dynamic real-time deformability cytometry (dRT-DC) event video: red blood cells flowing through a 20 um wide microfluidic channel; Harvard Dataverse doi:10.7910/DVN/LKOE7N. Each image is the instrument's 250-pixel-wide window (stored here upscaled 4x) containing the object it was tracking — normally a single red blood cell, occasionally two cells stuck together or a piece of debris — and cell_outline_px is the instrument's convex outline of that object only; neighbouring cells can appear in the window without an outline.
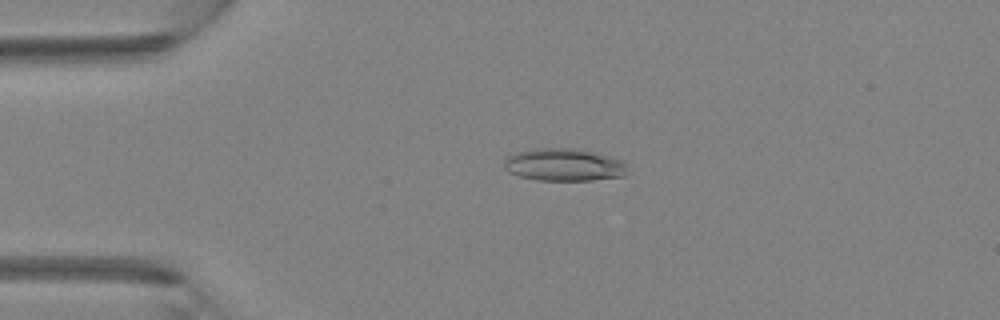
{"species": "Egyptian fruit bat (a non-hibernating species)", "species_latin": "Rousettus aegyptiacus", "temperature_condition": "room temperature", "stored_images_in_passage": 5, "camera_frame_rate_fps": 3000, "um_per_image_px": 0.085, "animal": {"sex": "female"}, "frame": {"image": 1, "passage_image": 3, "time_ms": 0.667, "image_size_px": [1000, 320], "cell_outline_px": [[628, 172], [624, 176], [592, 180], [536, 180], [520, 176], [508, 172], [504, 168], [504, 160], [508, 156], [516, 152], [532, 148], [576, 148], [624, 160], [628, 164]], "centroid_in_image_um": [47.95, 14.0], "position_along_channel_um": 37.0, "area_um2": 23.64}}
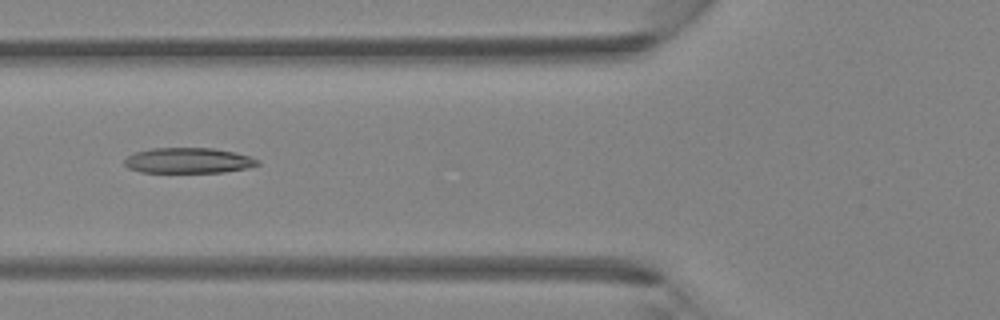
{"frame": {"image": 2, "passage_image": 5, "time_ms": 1.333, "image_size_px": [1000, 320], "cell_outline_px": [[260, 164], [244, 168], [224, 172], [140, 172], [128, 168], [124, 164], [124, 160], [128, 156], [136, 152], [152, 148], [212, 148], [236, 152], [260, 160]], "centroid_in_image_um": [16.0, 13.64], "position_along_channel_um": 109.8, "area_um2": 19.65}}